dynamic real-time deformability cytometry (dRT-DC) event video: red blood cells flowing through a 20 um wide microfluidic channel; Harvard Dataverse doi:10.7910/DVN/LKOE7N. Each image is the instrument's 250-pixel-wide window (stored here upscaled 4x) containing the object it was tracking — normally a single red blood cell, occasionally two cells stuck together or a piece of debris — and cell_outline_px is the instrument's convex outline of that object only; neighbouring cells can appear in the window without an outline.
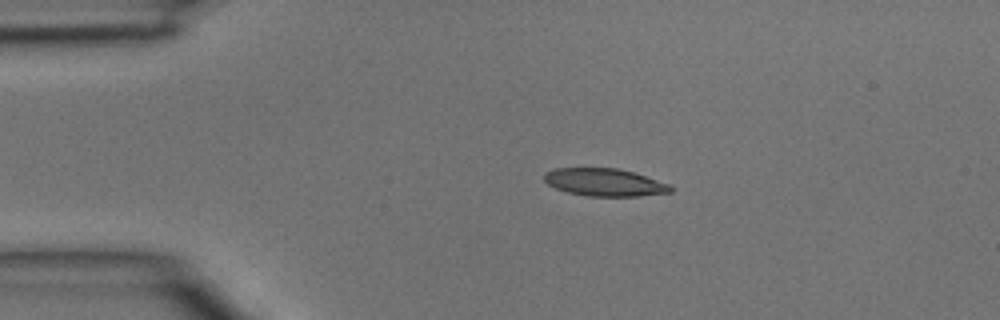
{"species": "common noctule bat (a hibernating species)", "species_latin": "Nyctalus noctula", "temperature_condition": "room temperature", "stored_images_in_passage": 3, "camera_frame_rate_fps": 3000, "um_per_image_px": 0.085, "animal": {"sex": "male", "body_mass_g": 15.6}, "frame": {"image": 1, "passage_image": 2, "time_ms": 0.333, "image_size_px": [1000, 320], "cell_outline_px": [[672, 192], [640, 196], [588, 196], [568, 192], [556, 188], [548, 184], [544, 180], [544, 172], [556, 168], [616, 168], [632, 172], [668, 184], [672, 188]], "centroid_in_image_um": [51.35, 15.5], "position_along_channel_um": 33.6, "area_um2": 20.11}}